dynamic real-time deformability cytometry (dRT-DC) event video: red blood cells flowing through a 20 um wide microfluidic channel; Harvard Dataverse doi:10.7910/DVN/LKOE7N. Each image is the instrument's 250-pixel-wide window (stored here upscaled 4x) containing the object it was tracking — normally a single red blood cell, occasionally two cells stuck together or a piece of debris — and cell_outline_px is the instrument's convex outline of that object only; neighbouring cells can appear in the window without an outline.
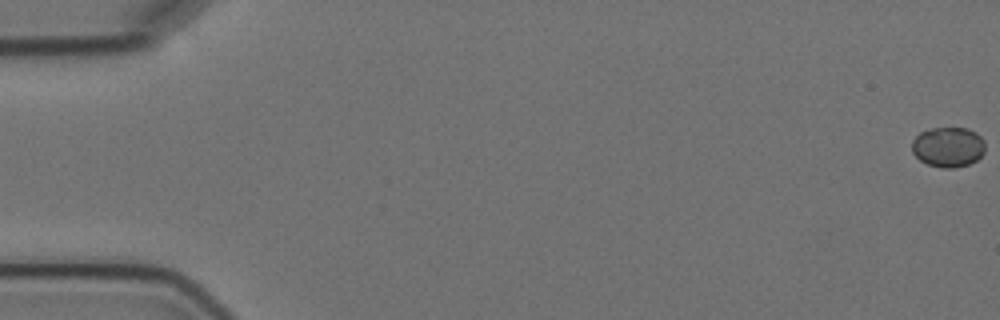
{"species": "Egyptian fruit bat (a non-hibernating species)", "species_latin": "Rousettus aegyptiacus", "temperature_condition": "cold", "stored_images_in_passage": 6, "camera_frame_rate_fps": 3000, "um_per_image_px": 0.085, "animal": {"sex": "female"}, "frame": {"image": 1, "passage_image": 1, "time_ms": 0.0, "image_size_px": [1000, 320], "cell_outline_px": [[984, 152], [976, 160], [968, 164], [952, 168], [940, 168], [928, 164], [920, 160], [912, 152], [912, 140], [920, 132], [932, 128], [968, 128], [976, 132], [984, 140]], "centroid_in_image_um": [80.58, 12.49], "position_along_channel_um": 4.4, "area_um2": 17.11}}
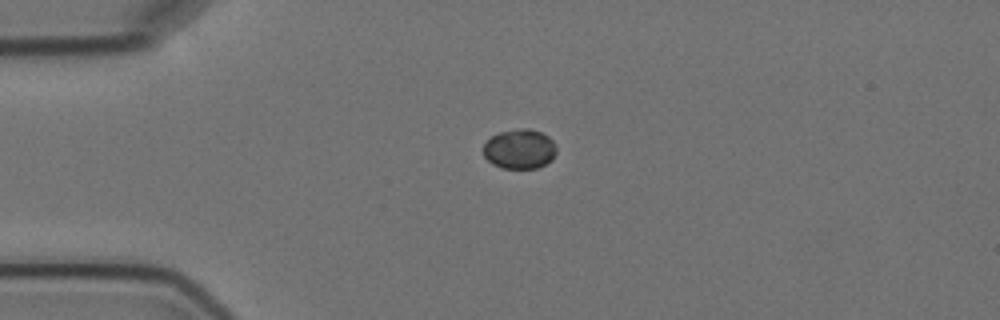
{"frame": {"image": 2, "passage_image": 5, "time_ms": 4.667, "image_size_px": [1000, 320], "cell_outline_px": [[556, 152], [552, 160], [536, 168], [500, 168], [492, 164], [484, 156], [484, 144], [492, 136], [500, 132], [520, 128], [528, 128], [540, 132], [548, 136], [556, 144]], "centroid_in_image_um": [44.17, 12.67], "position_along_channel_um": 40.8, "area_um2": 16.88}}